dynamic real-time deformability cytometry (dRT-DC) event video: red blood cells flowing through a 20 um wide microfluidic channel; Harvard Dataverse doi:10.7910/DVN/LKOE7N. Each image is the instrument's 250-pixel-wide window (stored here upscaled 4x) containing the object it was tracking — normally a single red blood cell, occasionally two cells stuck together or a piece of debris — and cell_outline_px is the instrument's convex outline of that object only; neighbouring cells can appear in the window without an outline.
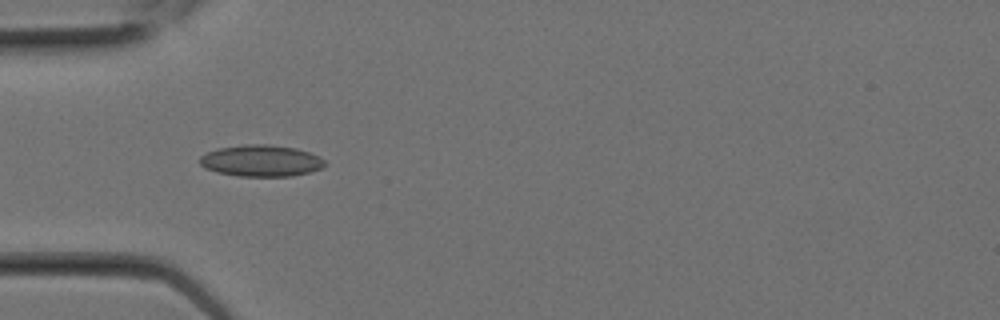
{"species": "Egyptian fruit bat (a non-hibernating species)", "species_latin": "Rousettus aegyptiacus", "temperature_condition": "room temperature", "stored_images_in_passage": 1, "camera_frame_rate_fps": 3000, "um_per_image_px": 0.085, "animal": {"sex": "female"}, "frame": {"image": 1, "passage_image": 1, "time_ms": 0.0, "image_size_px": [1000, 320], "cell_outline_px": [[324, 164], [320, 168], [308, 172], [292, 176], [240, 176], [216, 172], [204, 168], [200, 164], [200, 156], [208, 152], [220, 148], [244, 144], [268, 144], [296, 148], [320, 156], [324, 160]], "centroid_in_image_um": [22.17, 13.66], "position_along_channel_um": 62.8, "area_um2": 22.83}}